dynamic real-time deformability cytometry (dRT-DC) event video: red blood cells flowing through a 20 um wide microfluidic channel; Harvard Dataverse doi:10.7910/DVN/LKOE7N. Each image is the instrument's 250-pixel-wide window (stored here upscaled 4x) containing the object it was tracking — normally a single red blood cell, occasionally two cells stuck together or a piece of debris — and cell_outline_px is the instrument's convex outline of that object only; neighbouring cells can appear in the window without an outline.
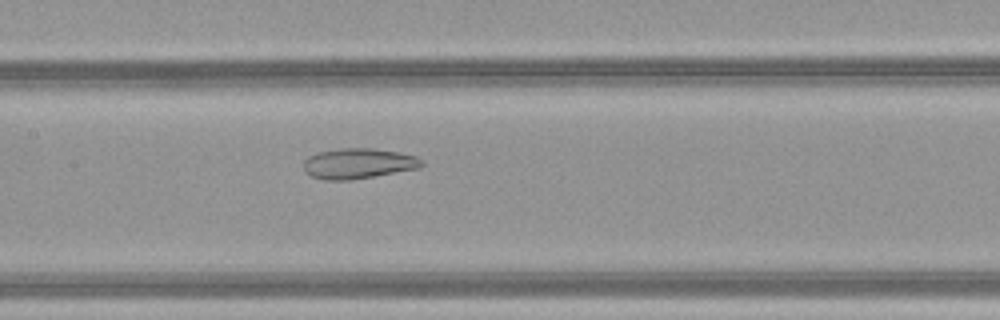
{"species": "common noctule bat (a hibernating species)", "species_latin": "Nyctalus noctula", "temperature_condition": "warm", "stored_images_in_passage": 51, "camera_frame_rate_fps": 3000, "um_per_image_px": 0.085, "animal": {"sex": "female", "body_mass_g": 21.9}, "frame": {"image": 1, "passage_image": 26, "time_ms": 8.333, "image_size_px": [1000, 320], "cell_outline_px": [[424, 164], [420, 168], [352, 180], [324, 180], [312, 176], [304, 172], [304, 160], [308, 156], [320, 152], [340, 148], [372, 148], [400, 152], [416, 156], [424, 160]], "centroid_in_image_um": [30.48, 13.9], "position_along_channel_um": 176.9, "area_um2": 21.1}}
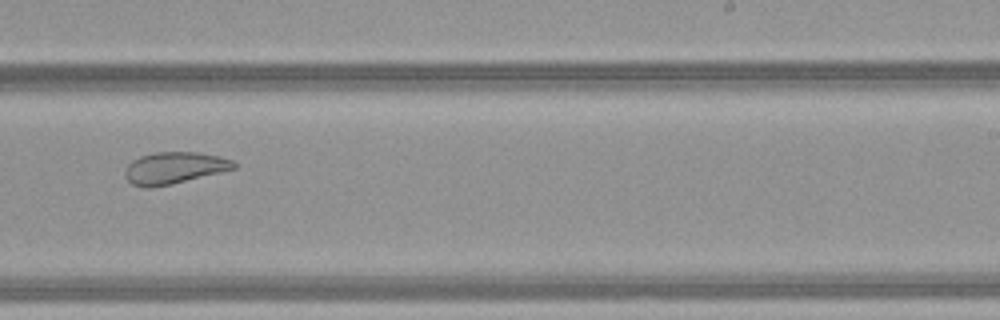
{"frame": {"image": 2, "passage_image": 33, "time_ms": 10.667, "image_size_px": [1000, 320], "cell_outline_px": [[236, 168], [172, 184], [152, 188], [144, 188], [132, 184], [124, 176], [124, 168], [132, 160], [140, 156], [156, 152], [196, 152], [220, 156], [232, 160], [236, 164]], "centroid_in_image_um": [14.76, 14.28], "position_along_channel_um": 274.2, "area_um2": 20.23}}
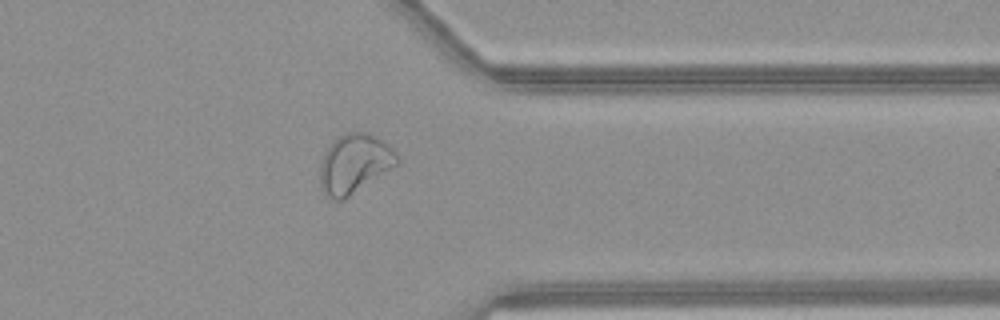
{"frame": {"image": 3, "passage_image": 41, "time_ms": 13.333, "image_size_px": [1000, 320], "cell_outline_px": [[400, 164], [344, 200], [332, 200], [320, 188], [320, 164], [324, 152], [340, 136], [348, 132], [368, 132], [388, 144], [396, 152], [400, 160]], "centroid_in_image_um": [30.16, 13.94], "position_along_channel_um": 381.2, "area_um2": 26.76}, "authors_computed_cell_mechanics": {"area_um2": 29.7092, "velocity_mm_per_s": 4.1832, "shape_relaxation_time_tau1_ms": null, "shape_relaxation_time_tau2_ms": 2.4082, "deformation_change_tau1": null, "deformation_change_tau2": 0.0974}}